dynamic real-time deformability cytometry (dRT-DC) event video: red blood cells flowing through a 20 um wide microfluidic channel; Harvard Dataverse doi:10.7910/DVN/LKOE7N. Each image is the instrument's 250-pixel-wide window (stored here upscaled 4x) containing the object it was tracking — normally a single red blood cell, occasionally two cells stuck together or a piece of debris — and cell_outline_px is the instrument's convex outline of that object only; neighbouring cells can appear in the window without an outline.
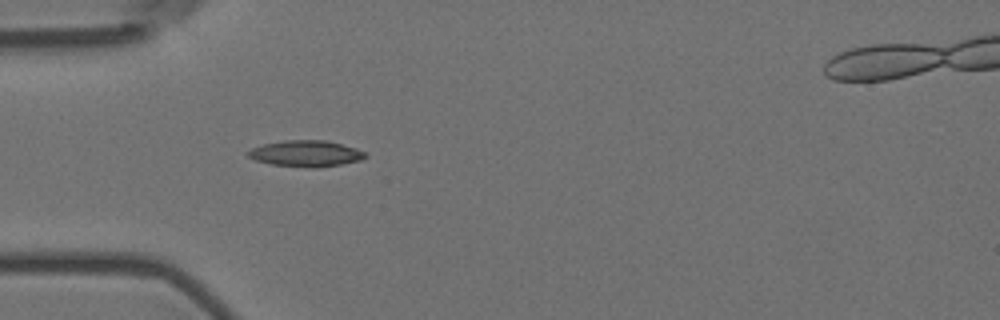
{"species": "Egyptian fruit bat (a non-hibernating species)", "species_latin": "Rousettus aegyptiacus", "temperature_condition": "room temperature", "stored_images_in_passage": 1, "camera_frame_rate_fps": 3000, "um_per_image_px": 0.085, "animal": {"sex": "female"}, "frame": {"image": 1, "passage_image": 1, "time_ms": 0.0, "image_size_px": [1000, 320], "cell_outline_px": [[368, 156], [360, 160], [340, 164], [316, 168], [312, 168], [272, 164], [256, 160], [248, 156], [248, 152], [252, 148], [264, 144], [284, 140], [324, 140], [356, 148], [364, 152]], "centroid_in_image_um": [26.01, 13.05], "position_along_channel_um": 59.0, "area_um2": 17.63}}